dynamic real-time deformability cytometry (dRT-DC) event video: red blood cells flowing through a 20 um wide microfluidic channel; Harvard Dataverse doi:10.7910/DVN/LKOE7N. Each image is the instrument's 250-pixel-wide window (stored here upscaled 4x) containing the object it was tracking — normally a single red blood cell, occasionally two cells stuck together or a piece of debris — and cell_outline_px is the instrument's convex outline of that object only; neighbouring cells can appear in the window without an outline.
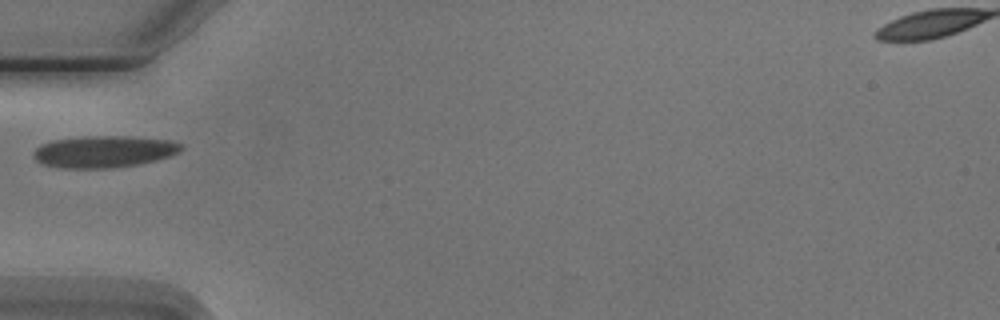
{"species": "Egyptian fruit bat (a non-hibernating species)", "species_latin": "Rousettus aegyptiacus", "temperature_condition": "cold", "stored_images_in_passage": 3, "camera_frame_rate_fps": 3000, "um_per_image_px": 0.085, "animal": {"sex": "male"}, "frame": {"image": 1, "passage_image": 2, "time_ms": 2.333, "image_size_px": [1000, 320], "cell_outline_px": [[184, 148], [180, 152], [156, 160], [136, 164], [112, 168], [60, 168], [40, 164], [32, 156], [32, 152], [40, 144], [52, 140], [88, 136], [128, 136], [172, 140], [184, 144]], "centroid_in_image_um": [8.82, 12.88], "position_along_channel_um": 76.2, "area_um2": 27.69}}
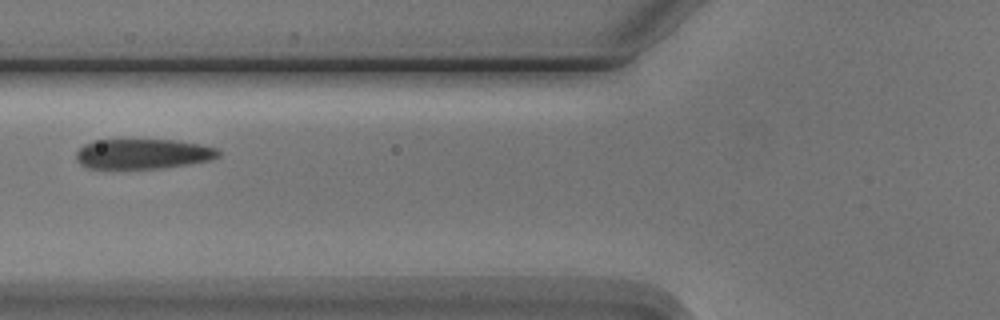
{"frame": {"image": 2, "passage_image": 3, "time_ms": 3.333, "image_size_px": [1000, 320], "cell_outline_px": [[220, 156], [212, 160], [164, 168], [88, 168], [80, 164], [76, 160], [76, 152], [84, 144], [92, 140], [176, 140], [200, 144], [220, 148]], "centroid_in_image_um": [12.18, 13.07], "position_along_channel_um": 113.6, "area_um2": 25.09}}